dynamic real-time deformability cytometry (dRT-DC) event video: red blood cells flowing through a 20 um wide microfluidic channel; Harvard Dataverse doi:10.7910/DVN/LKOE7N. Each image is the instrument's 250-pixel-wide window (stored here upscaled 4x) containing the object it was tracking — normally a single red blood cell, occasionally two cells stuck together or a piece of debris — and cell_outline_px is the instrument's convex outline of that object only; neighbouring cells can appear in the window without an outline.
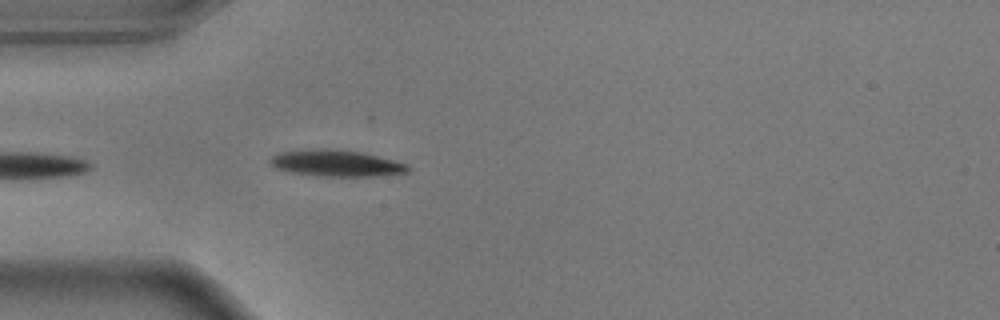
{"species": "common noctule bat (a hibernating species)", "species_latin": "Nyctalus noctula", "temperature_condition": "warm", "stored_images_in_passage": 39, "camera_frame_rate_fps": 3000, "um_per_image_px": 0.085, "animal": {"sex": "male", "body_mass_g": 17.9}, "frame": {"image": 1, "passage_image": 1, "time_ms": 0.0, "image_size_px": [1000, 320], "cell_outline_px": [[412, 168], [408, 172], [376, 176], [320, 176], [292, 172], [276, 168], [268, 164], [268, 160], [272, 156], [280, 152], [320, 148], [332, 148], [364, 152], [408, 164]], "centroid_in_image_um": [28.59, 13.86], "position_along_channel_um": 56.4, "area_um2": 21.44}}
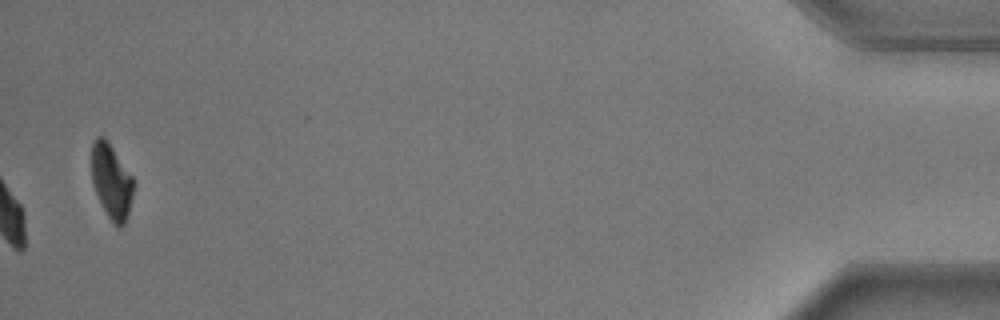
{"frame": {"image": 2, "passage_image": 39, "time_ms": 12.667, "image_size_px": [1000, 320], "cell_outline_px": [[132, 196], [128, 216], [124, 224], [120, 228], [116, 228], [112, 224], [96, 192], [92, 180], [92, 144], [96, 136], [104, 136], [108, 140], [132, 176]], "centroid_in_image_um": [9.47, 15.41], "position_along_channel_um": 425.7, "area_um2": 18.09}, "authors_computed_cell_mechanics": {"area_um2": 20.8658, "velocity_mm_per_s": 3.6201, "shape_relaxation_time_tau1_ms": 3.5114, "shape_relaxation_time_tau2_ms": 10.9674, "deformation_change_tau1": 0.1376, "deformation_change_tau2": 0.1285}}